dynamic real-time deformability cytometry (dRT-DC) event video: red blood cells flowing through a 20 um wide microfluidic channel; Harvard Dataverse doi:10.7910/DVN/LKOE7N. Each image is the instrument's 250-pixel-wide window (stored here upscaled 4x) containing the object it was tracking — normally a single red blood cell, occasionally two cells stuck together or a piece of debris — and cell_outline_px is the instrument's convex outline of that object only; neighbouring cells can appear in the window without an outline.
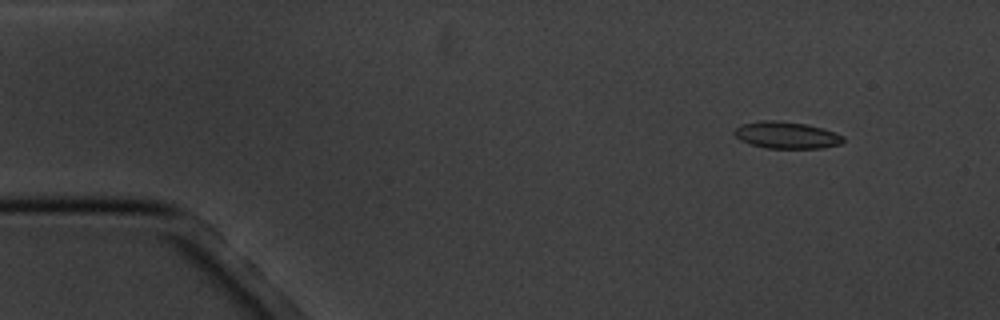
{"species": "common noctule bat (a hibernating species)", "species_latin": "Nyctalus noctula", "temperature_condition": "cold", "stored_images_in_passage": 5, "camera_frame_rate_fps": 3000, "um_per_image_px": 0.085, "animal": {"sex": "male", "body_mass_g": 20.1, "forearm_length_mm": 53.5}, "frame": {"image": 1, "passage_image": 2, "time_ms": 1.333, "image_size_px": [1000, 320], "cell_outline_px": [[844, 140], [840, 144], [820, 148], [768, 148], [752, 144], [740, 140], [732, 132], [736, 128], [744, 124], [760, 120], [776, 120], [808, 124], [824, 128], [836, 132], [844, 136]], "centroid_in_image_um": [66.89, 11.47], "position_along_channel_um": 18.1, "area_um2": 17.05}}
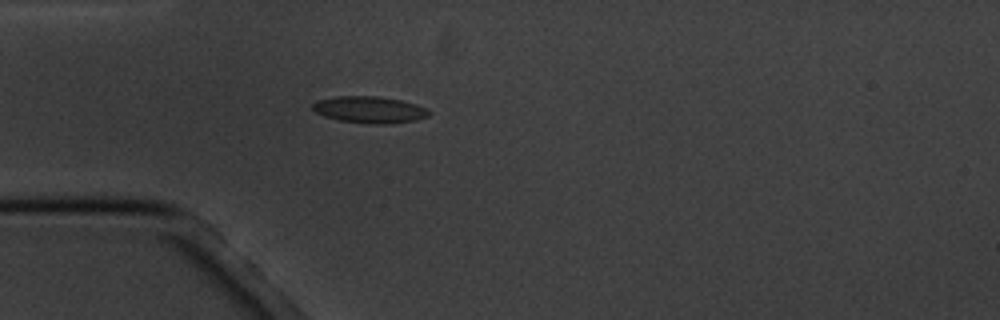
{"frame": {"image": 2, "passage_image": 5, "time_ms": 4.667, "image_size_px": [1000, 320], "cell_outline_px": [[432, 112], [428, 116], [416, 120], [388, 124], [376, 124], [336, 120], [324, 116], [316, 112], [312, 108], [312, 104], [316, 100], [336, 96], [376, 96], [400, 100], [416, 104], [428, 108]], "centroid_in_image_um": [31.42, 9.32], "position_along_channel_um": 53.6, "area_um2": 18.21}}